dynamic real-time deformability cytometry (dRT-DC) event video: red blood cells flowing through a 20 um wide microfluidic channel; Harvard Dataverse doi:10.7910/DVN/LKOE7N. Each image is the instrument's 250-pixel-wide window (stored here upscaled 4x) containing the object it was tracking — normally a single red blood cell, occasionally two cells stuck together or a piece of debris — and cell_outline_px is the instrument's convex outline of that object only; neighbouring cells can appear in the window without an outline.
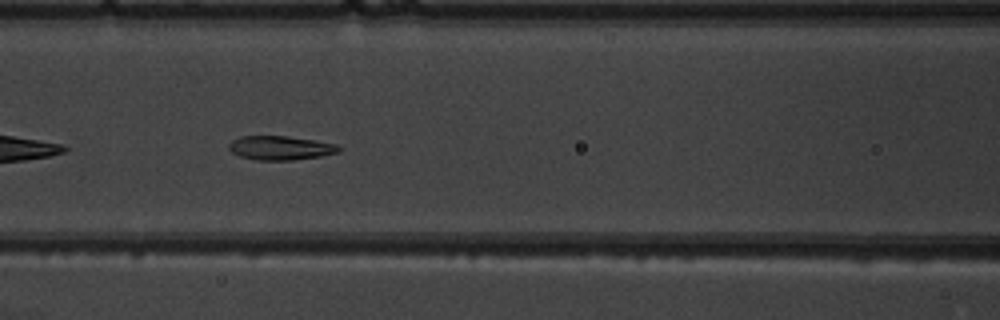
{"species": "common noctule bat (a hibernating species)", "species_latin": "Nyctalus noctula", "temperature_condition": "warm", "stored_images_in_passage": 4, "camera_frame_rate_fps": 3000, "um_per_image_px": 0.085, "animal": {"sex": "male", "body_mass_g": 19.5, "forearm_length_mm": 54.6}, "frame": {"image": 1, "passage_image": 4, "time_ms": 3.333, "image_size_px": [1000, 320], "cell_outline_px": [[344, 148], [340, 152], [320, 156], [292, 160], [256, 160], [240, 156], [232, 152], [228, 148], [228, 144], [232, 140], [240, 136], [288, 136], [316, 140], [336, 144]], "centroid_in_image_um": [23.86, 12.56], "position_along_channel_um": 142.7, "area_um2": 15.55}}